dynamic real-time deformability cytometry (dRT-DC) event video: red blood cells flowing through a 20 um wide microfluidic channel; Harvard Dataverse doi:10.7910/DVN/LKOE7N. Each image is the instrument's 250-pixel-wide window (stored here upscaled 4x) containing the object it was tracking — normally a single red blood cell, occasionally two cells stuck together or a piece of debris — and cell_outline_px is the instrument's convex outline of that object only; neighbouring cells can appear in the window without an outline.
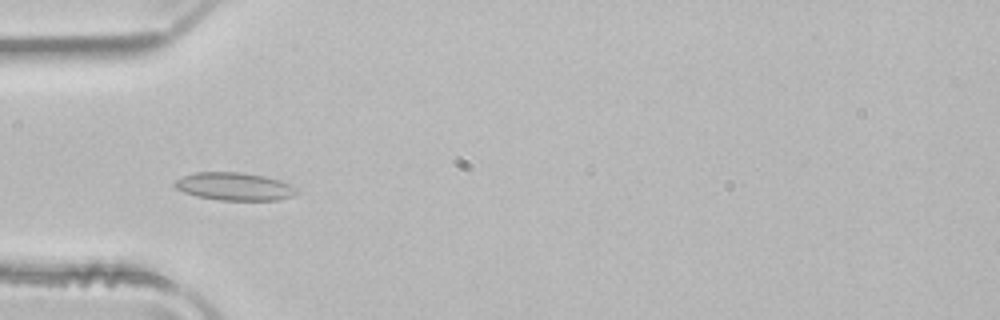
{"species": "common noctule bat (a hibernating species)", "species_latin": "Nyctalus noctula", "temperature_condition": "room temperature", "stored_images_in_passage": 50, "camera_frame_rate_fps": 3000, "um_per_image_px": 0.085, "animal": {"sex": "male", "body_mass_g": 21.5, "forearm_length_mm": 52.0}, "frame": {"image": 1, "passage_image": 15, "time_ms": 4.667, "image_size_px": [1000, 320], "cell_outline_px": [[296, 192], [292, 196], [276, 200], [220, 200], [196, 196], [184, 192], [176, 188], [172, 184], [180, 176], [192, 172], [240, 172], [264, 176], [280, 180], [296, 188]], "centroid_in_image_um": [19.85, 15.84], "position_along_channel_um": 65.1, "area_um2": 19.77}}
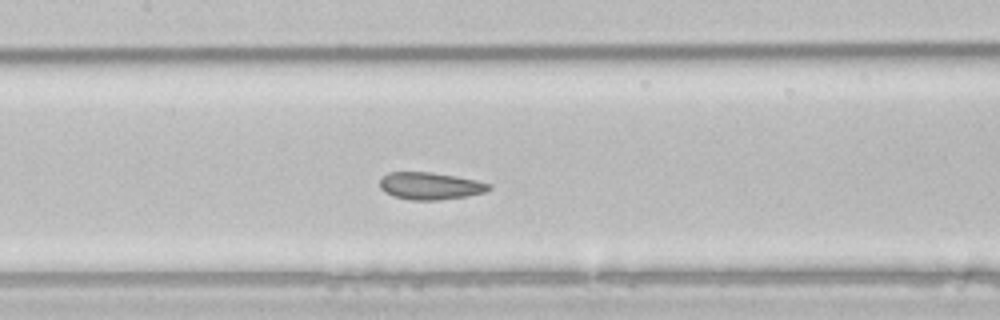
{"frame": {"image": 2, "passage_image": 23, "time_ms": 7.333, "image_size_px": [1000, 320], "cell_outline_px": [[492, 188], [484, 192], [468, 196], [440, 200], [412, 200], [392, 196], [384, 192], [380, 188], [380, 180], [388, 172], [432, 172], [456, 176], [476, 180], [492, 184]], "centroid_in_image_um": [36.58, 15.8], "position_along_channel_um": 170.8, "area_um2": 17.46}}
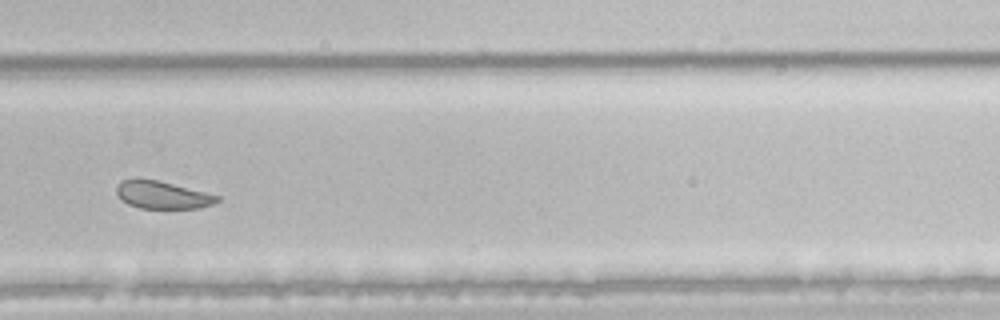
{"frame": {"image": 3, "passage_image": 34, "time_ms": 11.0, "image_size_px": [1000, 320], "cell_outline_px": [[220, 200], [212, 204], [196, 208], [140, 208], [128, 204], [116, 192], [116, 188], [120, 180], [136, 176], [156, 180], [220, 196]], "centroid_in_image_um": [13.74, 16.54], "position_along_channel_um": 316.1, "area_um2": 16.13}, "authors_computed_cell_mechanics": {"area_um2": 20.3745, "velocity_mm_per_s": 3.9769, "shape_relaxation_time_tau1_ms": null, "shape_relaxation_time_tau2_ms": 1.1195, "deformation_change_tau1": null, "deformation_change_tau2": 0.0628}}